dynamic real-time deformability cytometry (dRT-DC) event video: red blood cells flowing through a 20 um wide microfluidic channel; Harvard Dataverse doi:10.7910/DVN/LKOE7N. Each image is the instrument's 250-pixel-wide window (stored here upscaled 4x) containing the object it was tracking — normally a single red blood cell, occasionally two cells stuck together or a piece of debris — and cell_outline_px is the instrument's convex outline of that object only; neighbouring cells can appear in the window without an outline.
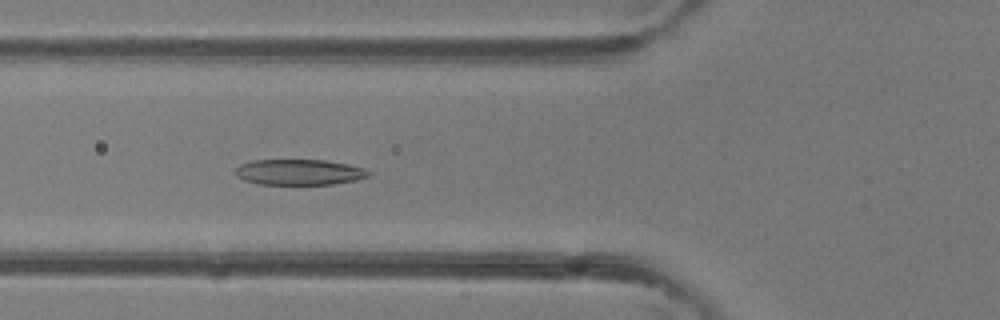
{"species": "common noctule bat (a hibernating species)", "species_latin": "Nyctalus noctula", "temperature_condition": "room temperature", "stored_images_in_passage": 38, "camera_frame_rate_fps": 3000, "um_per_image_px": 0.085, "animal": {"sex": "female"}, "frame": {"image": 1, "passage_image": 8, "time_ms": 2.333, "image_size_px": [1000, 320], "cell_outline_px": [[368, 176], [356, 180], [332, 184], [260, 184], [244, 180], [236, 176], [236, 168], [240, 164], [252, 160], [324, 160], [348, 164], [364, 168], [368, 172]], "centroid_in_image_um": [25.4, 14.63], "position_along_channel_um": 100.4, "area_um2": 19.77}}
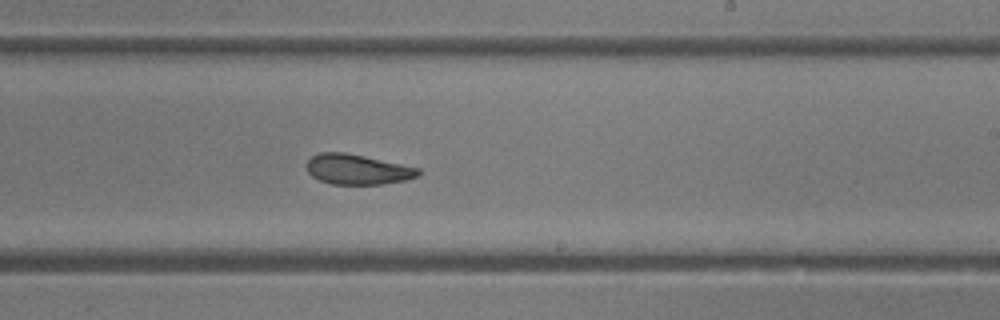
{"frame": {"image": 2, "passage_image": 19, "time_ms": 6.0, "image_size_px": [1000, 320], "cell_outline_px": [[424, 172], [420, 176], [408, 180], [384, 184], [332, 184], [320, 180], [312, 176], [308, 172], [304, 164], [312, 156], [320, 152], [344, 152], [364, 156], [420, 168]], "centroid_in_image_um": [30.42, 14.4], "position_along_channel_um": 258.6, "area_um2": 19.88}}
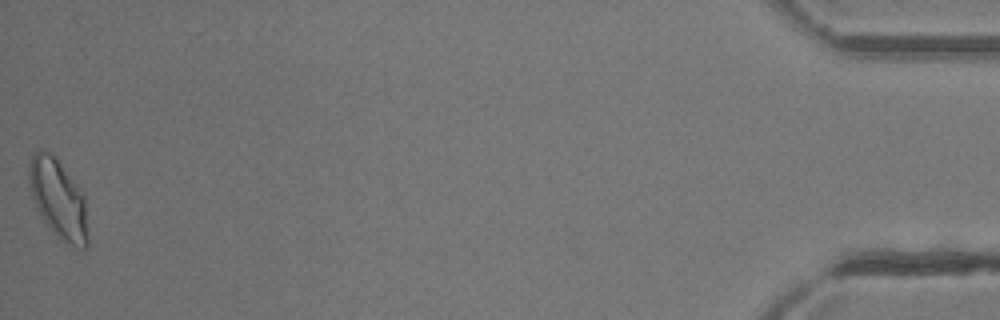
{"frame": {"image": 3, "passage_image": 38, "time_ms": 12.333, "image_size_px": [1000, 320], "cell_outline_px": [[88, 248], [76, 248], [64, 244], [48, 228], [36, 208], [32, 196], [28, 180], [28, 164], [32, 152], [36, 148], [40, 148], [56, 156], [84, 192], [88, 236]], "centroid_in_image_um": [4.95, 16.9], "position_along_channel_um": 430.2, "area_um2": 28.15}, "authors_computed_cell_mechanics": {"area_um2": 20.8658, "velocity_mm_per_s": 4.304, "shape_relaxation_time_tau1_ms": 10.3859, "shape_relaxation_time_tau2_ms": 1.8113, "deformation_change_tau1": 0.2496, "deformation_change_tau2": 0.0832}}